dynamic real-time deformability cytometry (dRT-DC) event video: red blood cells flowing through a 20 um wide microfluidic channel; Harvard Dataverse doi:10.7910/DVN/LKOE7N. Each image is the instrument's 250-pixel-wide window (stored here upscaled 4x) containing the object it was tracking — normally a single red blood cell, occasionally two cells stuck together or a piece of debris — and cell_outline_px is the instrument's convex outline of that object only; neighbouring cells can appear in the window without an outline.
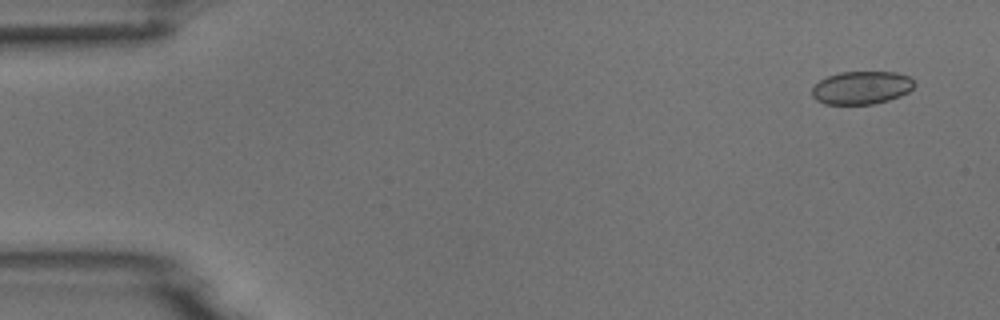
{"species": "common noctule bat (a hibernating species)", "species_latin": "Nyctalus noctula", "temperature_condition": "room temperature", "stored_images_in_passage": 4, "camera_frame_rate_fps": 3000, "um_per_image_px": 0.085, "animal": {"sex": "male", "body_mass_g": 18.8}, "frame": {"image": 1, "passage_image": 1, "time_ms": 0.0, "image_size_px": [1000, 320], "cell_outline_px": [[916, 84], [908, 92], [900, 96], [888, 100], [872, 104], [824, 104], [816, 100], [812, 96], [812, 88], [820, 80], [828, 76], [840, 72], [896, 72], [908, 76]], "centroid_in_image_um": [73.22, 7.45], "position_along_channel_um": 11.8, "area_um2": 19.65}}
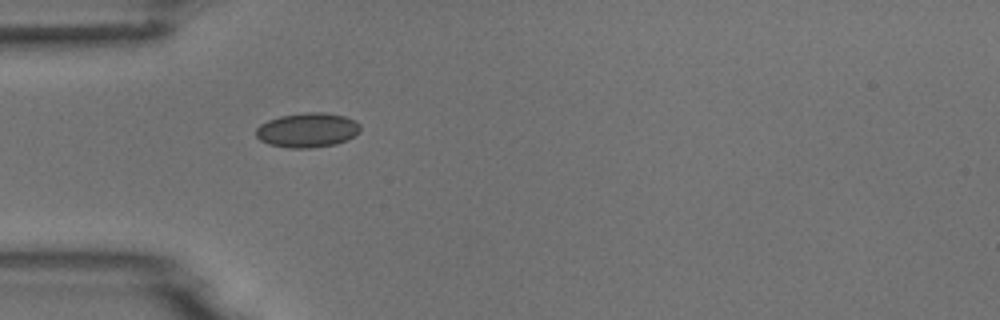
{"frame": {"image": 2, "passage_image": 4, "time_ms": 4.333, "image_size_px": [1000, 320], "cell_outline_px": [[360, 132], [348, 140], [336, 144], [308, 148], [288, 148], [268, 144], [260, 140], [256, 136], [256, 128], [260, 124], [268, 120], [280, 116], [304, 112], [324, 112], [344, 116], [360, 124]], "centroid_in_image_um": [26.12, 11.06], "position_along_channel_um": 58.9, "area_um2": 21.1}}